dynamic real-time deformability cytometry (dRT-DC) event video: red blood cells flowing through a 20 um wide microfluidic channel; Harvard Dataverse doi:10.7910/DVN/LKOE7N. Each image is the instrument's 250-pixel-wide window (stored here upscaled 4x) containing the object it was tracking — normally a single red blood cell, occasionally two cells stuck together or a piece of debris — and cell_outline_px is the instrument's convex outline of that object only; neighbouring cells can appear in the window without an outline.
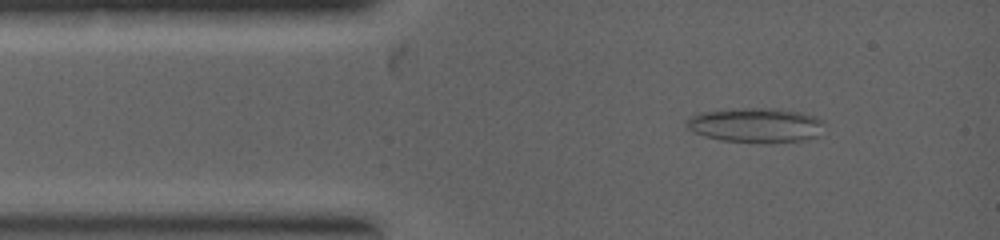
{"species": "common noctule bat (a hibernating species)", "species_latin": "Nyctalus noctula", "temperature_condition": "warm", "stored_images_in_passage": 41, "camera_frame_rate_fps": 5000, "um_per_image_px": 0.085, "animal": {"sex": "female", "body_mass_g": 19.0, "forearm_length_mm": 53.3}, "frame": {"image": 1, "passage_image": 7, "time_ms": 0.8, "image_size_px": [1000, 240], "cell_outline_px": [[824, 124], [816, 136], [804, 140], [768, 144], [760, 144], [720, 140], [704, 136], [692, 132], [688, 128], [684, 120], [688, 116], [700, 112], [732, 108], [780, 108], [800, 112], [816, 116], [824, 120]], "centroid_in_image_um": [64.2, 10.64], "position_along_channel_um": 20.8, "area_um2": 28.61}}
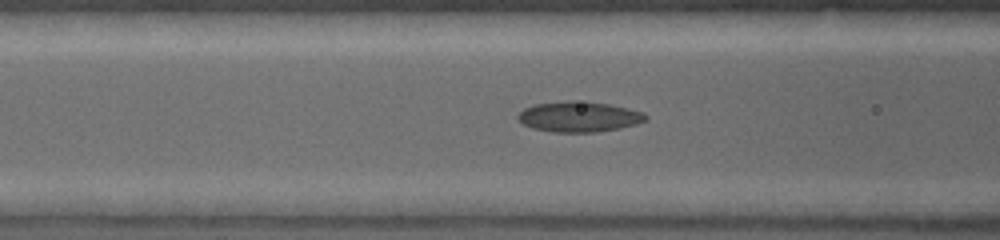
{"frame": {"image": 2, "passage_image": 22, "time_ms": 2.8, "image_size_px": [1000, 240], "cell_outline_px": [[648, 120], [636, 124], [620, 128], [596, 132], [556, 132], [532, 128], [524, 124], [516, 116], [524, 108], [532, 104], [564, 100], [572, 100], [608, 104], [628, 108], [644, 112], [648, 116]], "centroid_in_image_um": [49.22, 9.91], "position_along_channel_um": 117.4, "area_um2": 22.77}}
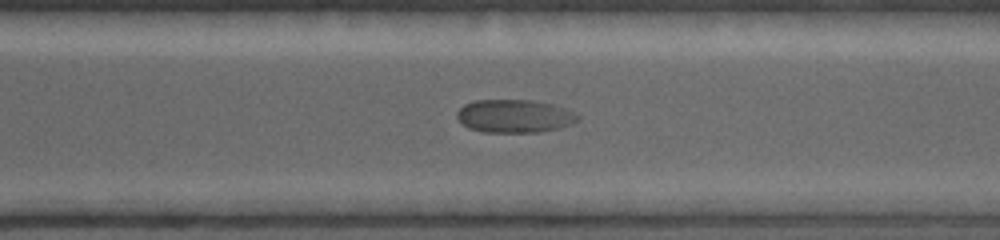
{"frame": {"image": 3, "passage_image": 37, "time_ms": 6.0, "image_size_px": [1000, 240], "cell_outline_px": [[580, 120], [572, 124], [560, 128], [540, 132], [484, 132], [468, 128], [456, 116], [456, 112], [464, 104], [476, 100], [532, 100], [552, 104], [564, 108], [580, 116]], "centroid_in_image_um": [43.74, 9.87], "position_along_channel_um": 326.9, "area_um2": 23.35}}